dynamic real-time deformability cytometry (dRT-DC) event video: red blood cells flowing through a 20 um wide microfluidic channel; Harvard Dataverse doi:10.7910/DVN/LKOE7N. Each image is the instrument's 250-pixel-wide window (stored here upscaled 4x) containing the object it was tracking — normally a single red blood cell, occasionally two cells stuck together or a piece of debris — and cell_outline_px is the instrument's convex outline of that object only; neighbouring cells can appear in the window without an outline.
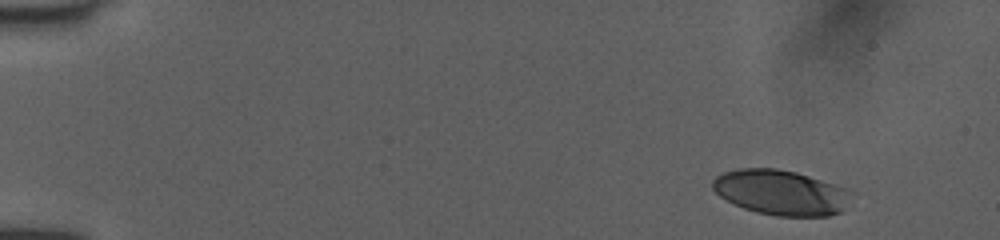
{"species": "human", "species_latin": "Homo sapiens", "temperature_condition": "room temperature", "stored_images_in_passage": 25, "camera_frame_rate_fps": 3000, "um_per_image_px": 0.085, "donor": {"sex": "female"}, "frame": {"image": 1, "passage_image": 1, "time_ms": 0.0, "image_size_px": [1000, 240], "cell_outline_px": [[856, 192], [844, 208], [840, 212], [828, 216], [776, 216], [756, 212], [744, 208], [720, 196], [712, 188], [712, 180], [716, 176], [724, 172], [740, 168], [776, 168], [796, 172], [848, 188]], "centroid_in_image_um": [66.42, 16.36], "position_along_channel_um": 18.6, "area_um2": 36.65}}
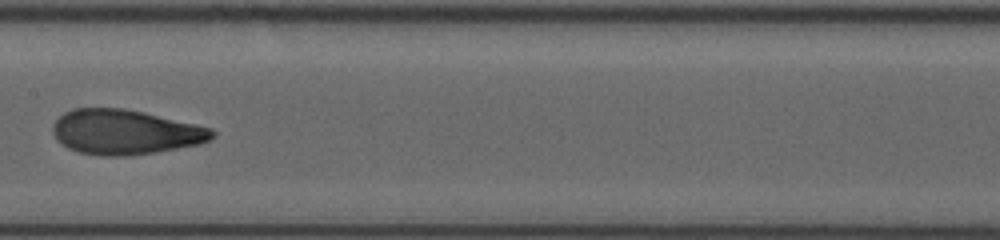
{"frame": {"image": 2, "passage_image": 12, "time_ms": 3.667, "image_size_px": [1000, 240], "cell_outline_px": [[216, 136], [200, 144], [156, 152], [124, 156], [100, 156], [80, 152], [68, 148], [60, 144], [56, 140], [52, 132], [52, 124], [64, 112], [72, 108], [124, 108], [144, 112], [196, 124], [212, 128], [216, 132]], "centroid_in_image_um": [10.62, 11.22], "position_along_channel_um": 196.8, "area_um2": 41.91}}
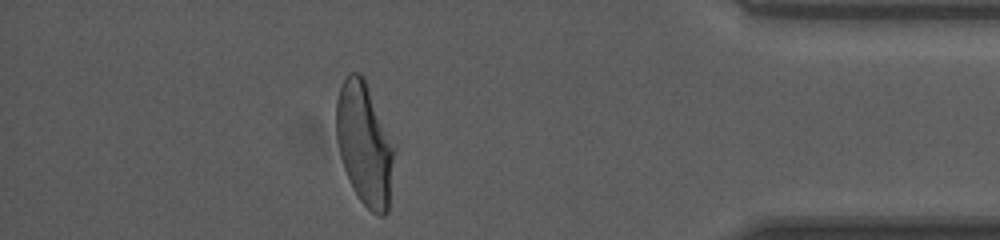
{"frame": {"image": 3, "passage_image": 22, "time_ms": 7.0, "image_size_px": [1000, 240], "cell_outline_px": [[396, 148], [388, 212], [384, 216], [380, 216], [372, 212], [360, 200], [352, 188], [344, 168], [340, 156], [336, 140], [336, 100], [340, 88], [348, 72], [360, 72], [364, 76]], "centroid_in_image_um": [31.0, 12.23], "position_along_channel_um": 404.2, "area_um2": 41.91}}